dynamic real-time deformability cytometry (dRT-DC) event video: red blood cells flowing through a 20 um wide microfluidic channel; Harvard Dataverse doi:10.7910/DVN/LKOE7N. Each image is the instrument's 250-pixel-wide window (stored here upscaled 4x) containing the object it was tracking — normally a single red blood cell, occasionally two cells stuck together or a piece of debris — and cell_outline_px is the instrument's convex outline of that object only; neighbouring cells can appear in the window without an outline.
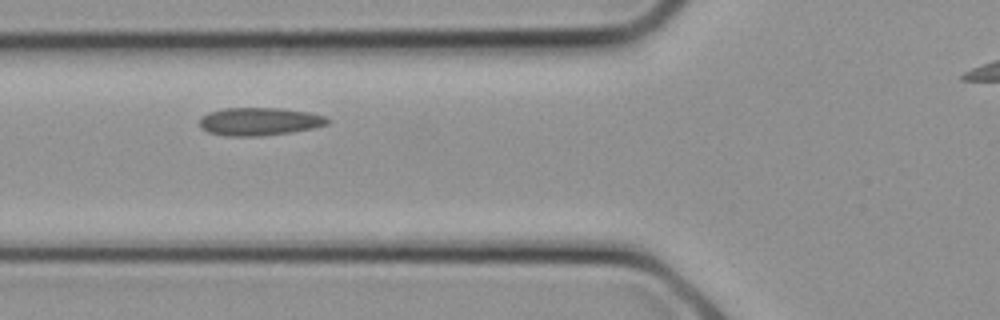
{"species": "common noctule bat (a hibernating species)", "species_latin": "Nyctalus noctula", "temperature_condition": "cold", "stored_images_in_passage": 10, "camera_frame_rate_fps": 3000, "um_per_image_px": 0.085, "animal": {"sex": "female", "body_mass_g": 21.9}, "frame": {"image": 1, "passage_image": 3, "time_ms": 0.667, "image_size_px": [1000, 320], "cell_outline_px": [[332, 120], [328, 124], [312, 128], [292, 132], [260, 136], [228, 136], [208, 132], [200, 128], [200, 116], [208, 112], [224, 108], [276, 108], [308, 112], [324, 116]], "centroid_in_image_um": [22.02, 10.33], "position_along_channel_um": 103.8, "area_um2": 20.87}}
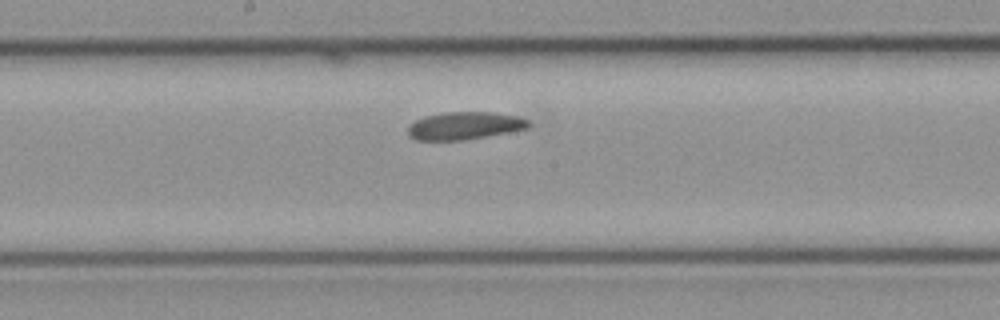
{"frame": {"image": 2, "passage_image": 7, "time_ms": 2.0, "image_size_px": [1000, 320], "cell_outline_px": [[532, 124], [528, 128], [508, 132], [464, 140], [416, 140], [408, 136], [408, 124], [424, 116], [444, 112], [492, 112], [516, 116], [528, 120]], "centroid_in_image_um": [39.46, 10.68], "position_along_channel_um": 208.7, "area_um2": 19.48}}
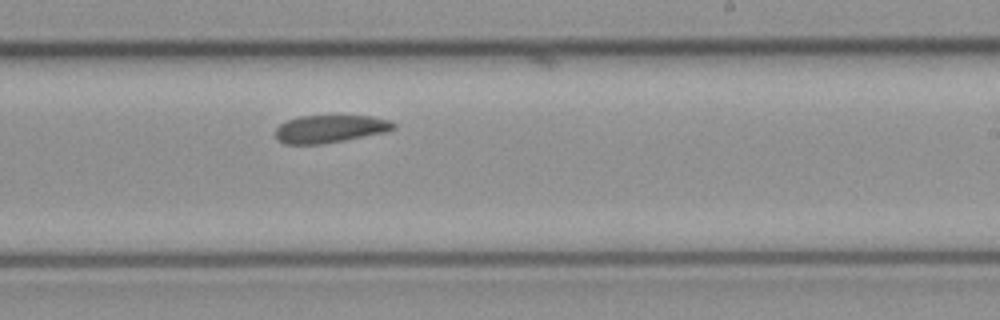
{"frame": {"image": 3, "passage_image": 9, "time_ms": 2.667, "image_size_px": [1000, 320], "cell_outline_px": [[396, 128], [384, 132], [344, 140], [320, 144], [284, 144], [276, 140], [276, 128], [280, 124], [288, 120], [300, 116], [372, 116], [392, 120], [396, 124]], "centroid_in_image_um": [28.05, 10.95], "position_along_channel_um": 260.9, "area_um2": 19.02}}